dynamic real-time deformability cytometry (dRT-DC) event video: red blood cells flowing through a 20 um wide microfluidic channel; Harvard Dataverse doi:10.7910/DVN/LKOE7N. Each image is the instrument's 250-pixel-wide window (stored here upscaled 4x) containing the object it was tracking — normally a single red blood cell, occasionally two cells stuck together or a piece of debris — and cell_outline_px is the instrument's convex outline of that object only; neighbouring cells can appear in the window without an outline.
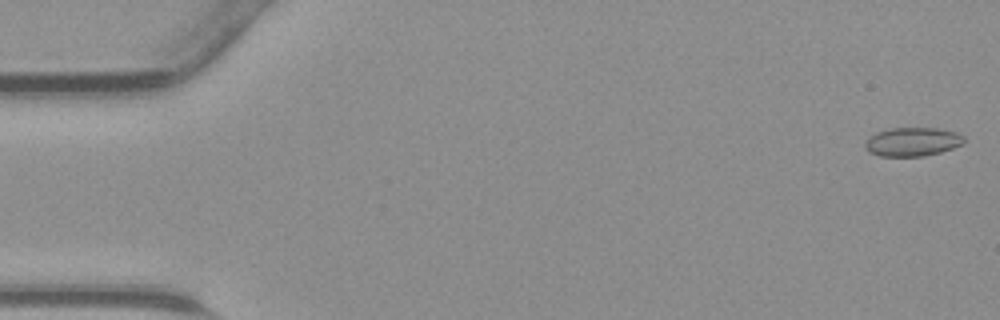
{"species": "common noctule bat (a hibernating species)", "species_latin": "Nyctalus noctula", "temperature_condition": "warm", "stored_images_in_passage": 44, "camera_frame_rate_fps": 3000, "um_per_image_px": 0.085, "animal": {"sex": "male", "body_mass_g": 23.1, "forearm_length_mm": 52.7}, "frame": {"image": 1, "passage_image": 1, "time_ms": 0.0, "image_size_px": [1000, 320], "cell_outline_px": [[964, 144], [940, 152], [924, 156], [880, 156], [868, 152], [864, 148], [864, 144], [868, 136], [876, 132], [892, 128], [936, 128], [956, 132], [964, 136]], "centroid_in_image_um": [77.53, 12.05], "position_along_channel_um": 7.5, "area_um2": 16.7}}
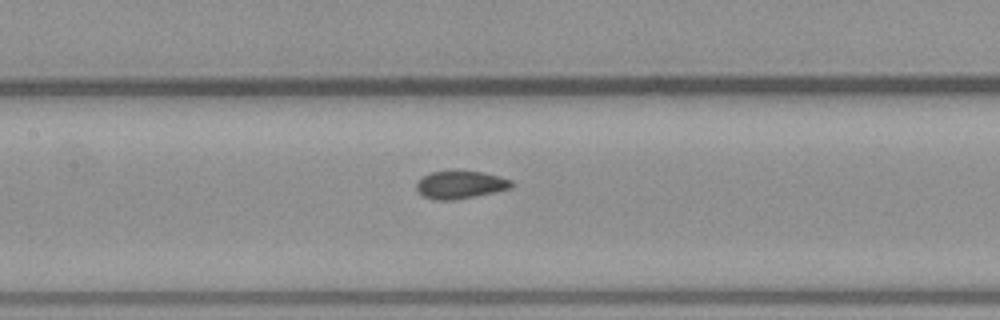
{"frame": {"image": 2, "passage_image": 21, "time_ms": 6.667, "image_size_px": [1000, 320], "cell_outline_px": [[516, 184], [512, 188], [476, 196], [456, 200], [436, 200], [424, 196], [416, 188], [416, 180], [432, 172], [456, 168], [484, 172], [500, 176], [512, 180]], "centroid_in_image_um": [39.16, 15.66], "position_along_channel_um": 168.2, "area_um2": 16.07}}
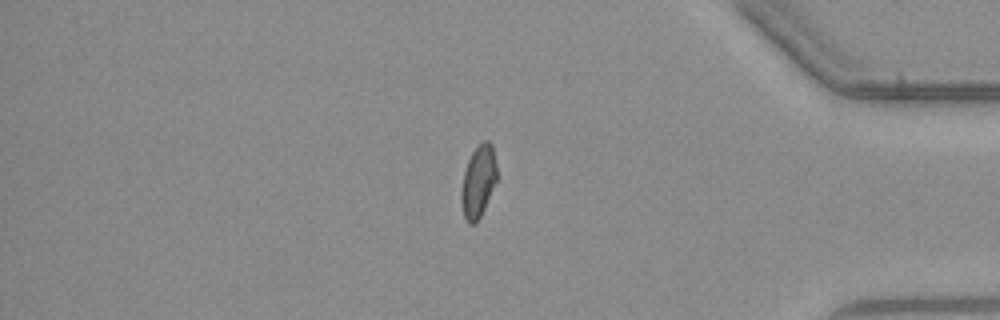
{"frame": {"image": 3, "passage_image": 38, "time_ms": 12.333, "image_size_px": [1000, 320], "cell_outline_px": [[496, 180], [484, 208], [476, 224], [468, 224], [464, 216], [460, 200], [460, 192], [464, 172], [468, 160], [472, 152], [484, 140], [488, 140], [492, 144], [496, 164]], "centroid_in_image_um": [40.63, 15.43], "position_along_channel_um": 394.6, "area_um2": 14.8}}